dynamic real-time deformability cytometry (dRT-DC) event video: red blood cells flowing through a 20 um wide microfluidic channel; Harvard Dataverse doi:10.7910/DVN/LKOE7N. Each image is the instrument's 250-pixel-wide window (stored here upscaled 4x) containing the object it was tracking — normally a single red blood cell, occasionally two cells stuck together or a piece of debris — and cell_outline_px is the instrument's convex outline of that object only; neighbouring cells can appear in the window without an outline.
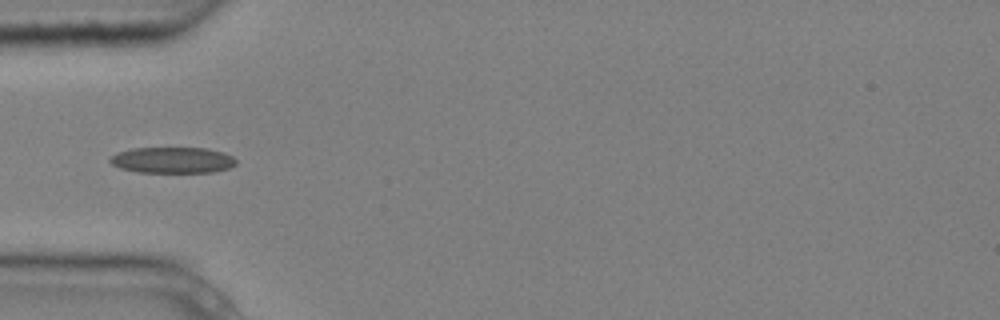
{"species": "common noctule bat (a hibernating species)", "species_latin": "Nyctalus noctula", "temperature_condition": "cold", "stored_images_in_passage": 6, "camera_frame_rate_fps": 3000, "um_per_image_px": 0.085, "animal": {"sex": "male", "body_mass_g": 20.4}, "frame": {"image": 1, "passage_image": 4, "time_ms": 1.0, "image_size_px": [1000, 320], "cell_outline_px": [[236, 164], [228, 168], [212, 172], [136, 172], [120, 168], [112, 164], [108, 160], [116, 152], [132, 148], [204, 148], [224, 152], [232, 156], [236, 160]], "centroid_in_image_um": [14.64, 13.6], "position_along_channel_um": 70.4, "area_um2": 19.13}}
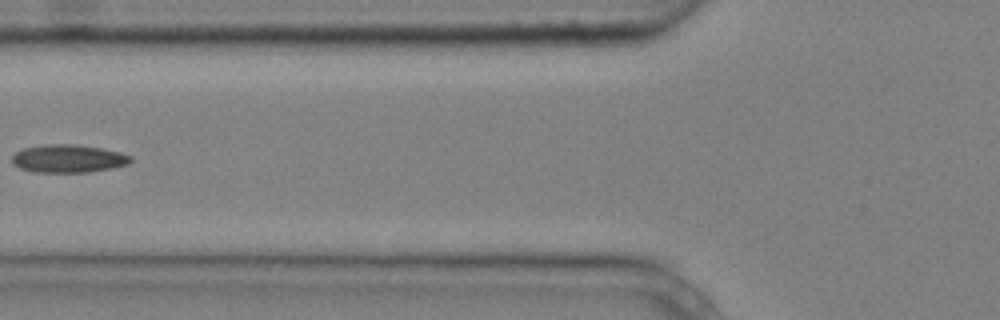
{"frame": {"image": 2, "passage_image": 5, "time_ms": 1.333, "image_size_px": [1000, 320], "cell_outline_px": [[132, 160], [128, 164], [112, 168], [88, 172], [32, 172], [20, 168], [12, 164], [12, 156], [16, 152], [24, 148], [44, 144], [76, 144], [100, 148], [120, 152], [132, 156]], "centroid_in_image_um": [5.79, 13.48], "position_along_channel_um": 120.0, "area_um2": 19.42}}
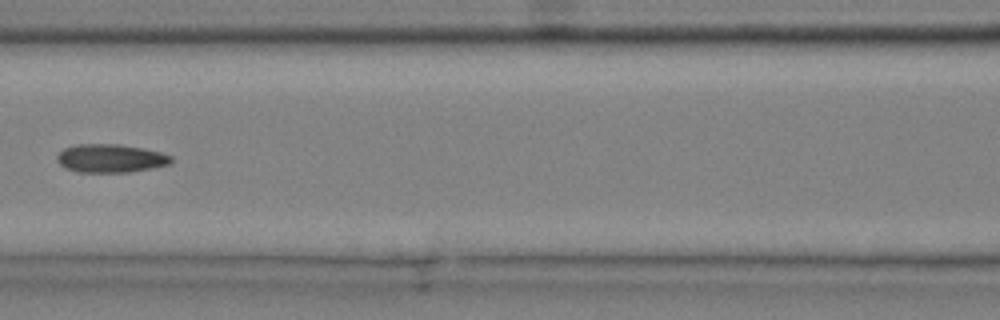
{"frame": {"image": 3, "passage_image": 6, "time_ms": 1.667, "image_size_px": [1000, 320], "cell_outline_px": [[172, 160], [168, 164], [128, 172], [76, 172], [64, 168], [56, 160], [56, 156], [64, 148], [76, 144], [120, 144], [160, 152], [172, 156]], "centroid_in_image_um": [9.33, 13.45], "position_along_channel_um": 157.3, "area_um2": 18.73}}